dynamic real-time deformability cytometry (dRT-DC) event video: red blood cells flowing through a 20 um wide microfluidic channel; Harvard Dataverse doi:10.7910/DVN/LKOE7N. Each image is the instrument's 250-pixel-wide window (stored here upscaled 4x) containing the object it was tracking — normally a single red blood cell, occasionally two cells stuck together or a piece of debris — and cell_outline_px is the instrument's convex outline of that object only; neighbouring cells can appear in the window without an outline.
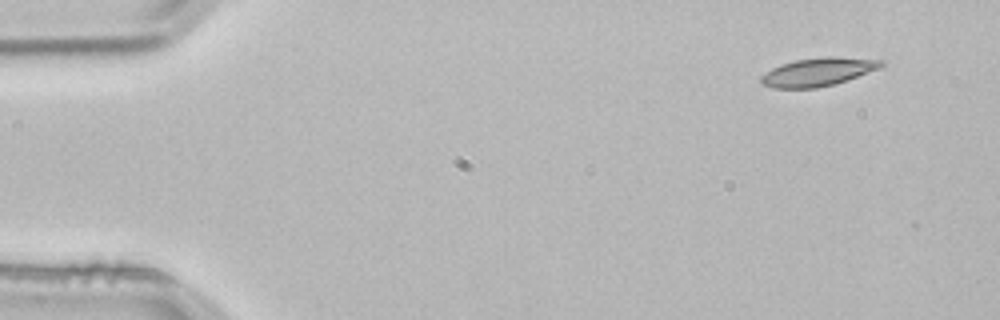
{"species": "common noctule bat (a hibernating species)", "species_latin": "Nyctalus noctula", "temperature_condition": "room temperature", "stored_images_in_passage": 3, "camera_frame_rate_fps": 3000, "um_per_image_px": 0.085, "animal": {"sex": "male", "body_mass_g": 21.5, "forearm_length_mm": 52.0}, "frame": {"image": 1, "passage_image": 1, "time_ms": 0.0, "image_size_px": [1000, 320], "cell_outline_px": [[884, 64], [880, 68], [848, 80], [836, 84], [816, 88], [772, 88], [760, 84], [760, 76], [772, 68], [780, 64], [796, 60], [828, 56], [836, 56], [884, 60]], "centroid_in_image_um": [69.53, 6.11], "position_along_channel_um": 15.5, "area_um2": 20.0}}
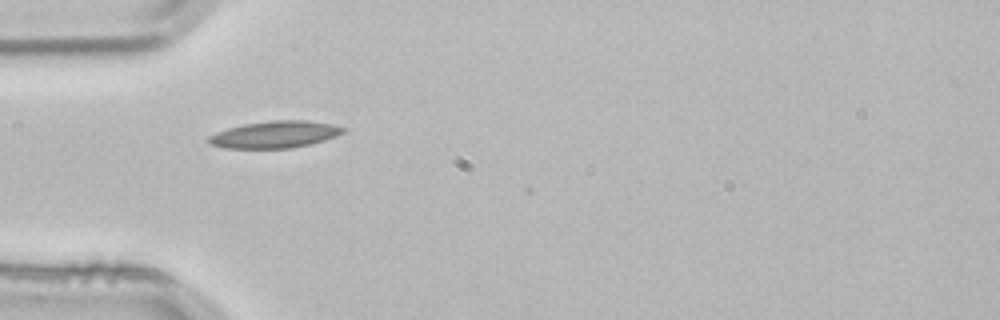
{"frame": {"image": 2, "passage_image": 3, "time_ms": 0.667, "image_size_px": [1000, 320], "cell_outline_px": [[348, 128], [344, 132], [336, 136], [324, 140], [308, 144], [288, 148], [224, 148], [208, 144], [208, 136], [216, 132], [228, 128], [244, 124], [272, 120], [308, 120], [332, 124]], "centroid_in_image_um": [23.36, 11.42], "position_along_channel_um": 61.6, "area_um2": 21.1}}